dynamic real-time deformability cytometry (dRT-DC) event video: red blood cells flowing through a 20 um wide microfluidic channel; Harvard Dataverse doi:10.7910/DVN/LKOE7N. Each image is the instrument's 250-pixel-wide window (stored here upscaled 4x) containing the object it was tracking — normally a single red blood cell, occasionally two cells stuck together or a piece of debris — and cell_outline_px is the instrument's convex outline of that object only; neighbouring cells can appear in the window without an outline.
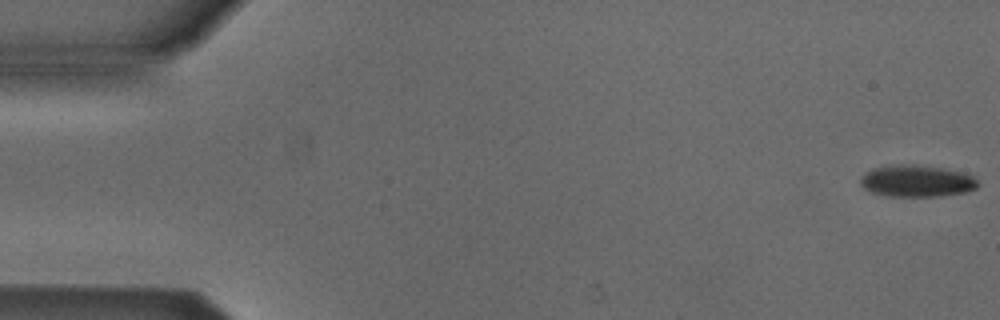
{"species": "Egyptian fruit bat (a non-hibernating species)", "species_latin": "Rousettus aegyptiacus", "temperature_condition": "cold", "stored_images_in_passage": 53, "camera_frame_rate_fps": 3000, "um_per_image_px": 0.085, "animal": {"sex": "male"}, "frame": {"image": 1, "passage_image": 1, "time_ms": 0.0, "image_size_px": [1000, 320], "cell_outline_px": [[980, 184], [976, 188], [968, 192], [940, 196], [884, 196], [872, 192], [864, 188], [860, 184], [860, 180], [864, 172], [872, 168], [888, 164], [916, 164], [964, 172], [972, 176]], "centroid_in_image_um": [77.9, 15.38], "position_along_channel_um": 7.1, "area_um2": 22.08}}
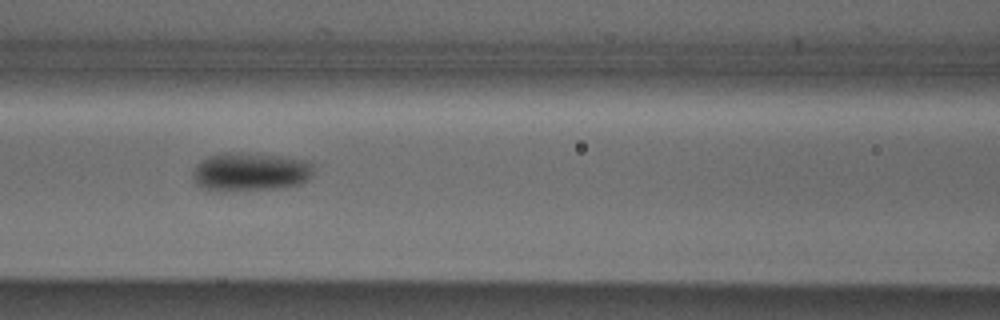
{"frame": {"image": 2, "passage_image": 23, "time_ms": 7.333, "image_size_px": [1000, 320], "cell_outline_px": [[312, 176], [308, 180], [300, 184], [280, 188], [224, 192], [216, 192], [200, 188], [196, 184], [192, 176], [192, 172], [196, 164], [200, 160], [208, 156], [224, 152], [244, 152], [280, 156], [312, 160]], "centroid_in_image_um": [21.24, 14.61], "position_along_channel_um": 145.4, "area_um2": 28.03}}
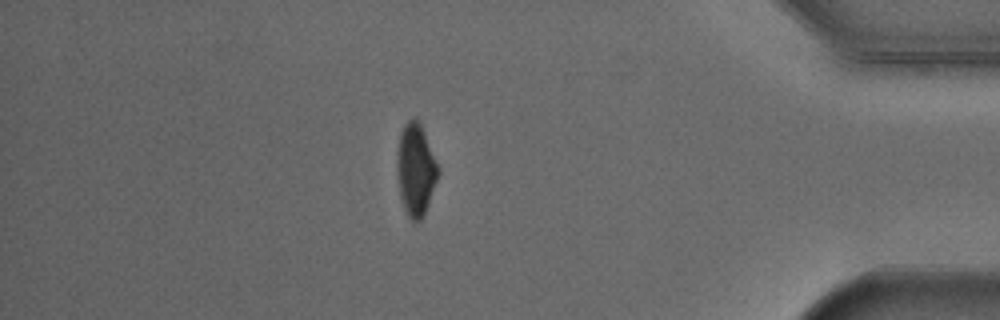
{"frame": {"image": 3, "passage_image": 46, "time_ms": 15.0, "image_size_px": [1000, 320], "cell_outline_px": [[440, 172], [424, 216], [420, 220], [412, 224], [404, 208], [400, 196], [396, 172], [396, 152], [400, 132], [404, 124], [412, 116], [416, 116], [420, 120], [440, 168]], "centroid_in_image_um": [35.33, 14.38], "position_along_channel_um": 399.9, "area_um2": 22.89}, "authors_computed_cell_mechanics": {"area_um2": 23.987, "velocity_mm_per_s": 3.8579, "shape_relaxation_time_tau1_ms": 2.8433, "shape_relaxation_time_tau2_ms": null, "deformation_change_tau1": 0.0965, "deformation_change_tau2": null}}